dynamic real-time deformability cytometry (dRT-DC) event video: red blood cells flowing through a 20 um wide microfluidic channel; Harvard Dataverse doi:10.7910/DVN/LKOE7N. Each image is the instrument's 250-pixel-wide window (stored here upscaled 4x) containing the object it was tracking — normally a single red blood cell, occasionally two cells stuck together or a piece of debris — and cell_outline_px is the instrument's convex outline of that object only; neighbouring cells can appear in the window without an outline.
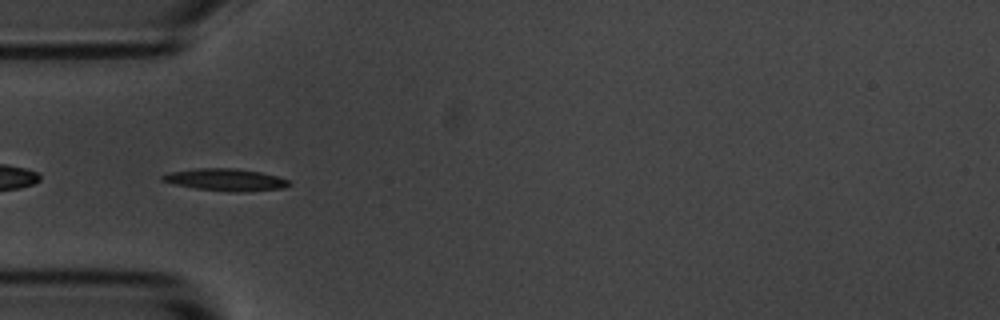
{"species": "common noctule bat (a hibernating species)", "species_latin": "Nyctalus noctula", "temperature_condition": "room temperature", "stored_images_in_passage": 8, "camera_frame_rate_fps": 3000, "um_per_image_px": 0.085, "animal": {"sex": "male", "body_mass_g": 20.1, "forearm_length_mm": 53.5}, "frame": {"image": 1, "passage_image": 4, "time_ms": 3.333, "image_size_px": [1000, 320], "cell_outline_px": [[292, 184], [284, 188], [248, 192], [232, 192], [196, 188], [172, 184], [160, 180], [160, 176], [168, 172], [196, 168], [236, 168], [260, 172], [276, 176], [288, 180]], "centroid_in_image_um": [19.15, 15.28], "position_along_channel_um": 65.8, "area_um2": 16.53}}
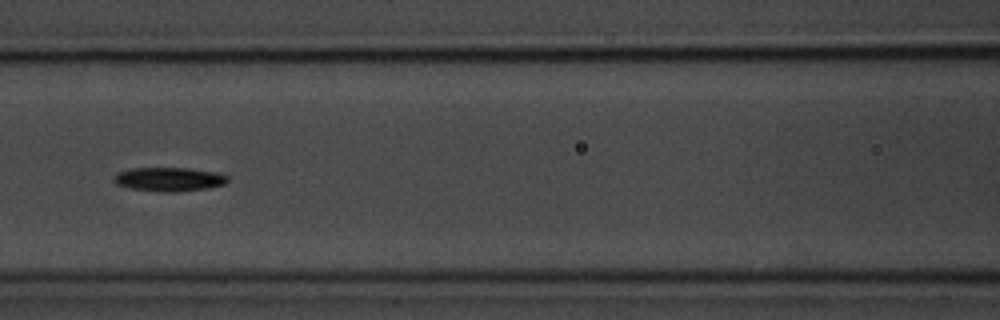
{"frame": {"image": 2, "passage_image": 6, "time_ms": 5.667, "image_size_px": [1000, 320], "cell_outline_px": [[228, 180], [224, 184], [208, 188], [176, 192], [164, 192], [128, 188], [116, 184], [112, 180], [116, 172], [132, 168], [188, 168], [216, 172], [228, 176]], "centroid_in_image_um": [14.33, 15.24], "position_along_channel_um": 152.3, "area_um2": 15.95}}
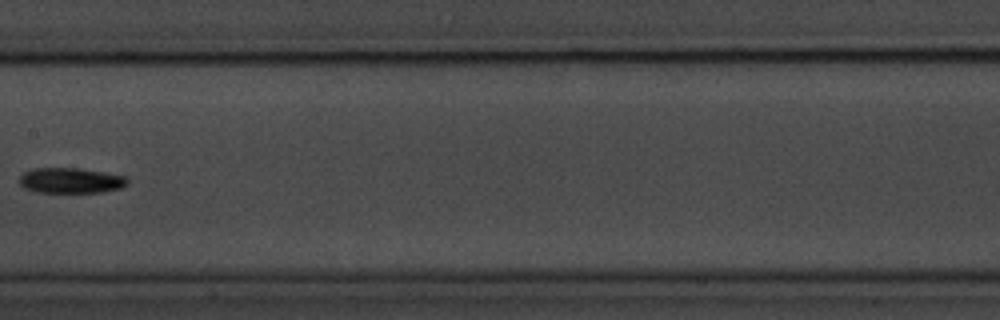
{"frame": {"image": 3, "passage_image": 7, "time_ms": 7.0, "image_size_px": [1000, 320], "cell_outline_px": [[128, 184], [120, 188], [100, 192], [36, 192], [24, 188], [20, 184], [20, 176], [24, 172], [32, 168], [80, 168], [104, 172], [124, 176], [128, 180]], "centroid_in_image_um": [5.99, 15.34], "position_along_channel_um": 201.4, "area_um2": 15.95}}